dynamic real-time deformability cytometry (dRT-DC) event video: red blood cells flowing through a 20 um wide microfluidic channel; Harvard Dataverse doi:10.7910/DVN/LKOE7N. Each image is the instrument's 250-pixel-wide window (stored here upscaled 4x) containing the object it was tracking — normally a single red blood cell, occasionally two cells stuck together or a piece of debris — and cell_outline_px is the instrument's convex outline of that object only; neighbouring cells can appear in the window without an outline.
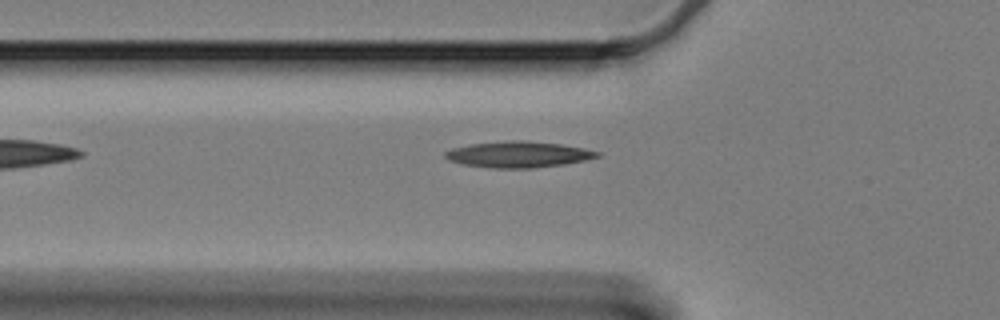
{"species": "Egyptian fruit bat (a non-hibernating species)", "species_latin": "Rousettus aegyptiacus", "temperature_condition": "cold", "stored_images_in_passage": 16, "camera_frame_rate_fps": 3000, "um_per_image_px": 0.085, "animal": {"sex": "female"}, "frame": {"image": 1, "passage_image": 3, "time_ms": 0.667, "image_size_px": [1000, 320], "cell_outline_px": [[600, 156], [584, 160], [564, 164], [532, 168], [492, 168], [464, 164], [448, 160], [444, 156], [444, 152], [452, 148], [468, 144], [508, 140], [528, 140], [560, 144], [584, 148], [600, 152]], "centroid_in_image_um": [44.03, 13.11], "position_along_channel_um": 81.8, "area_um2": 23.18}}
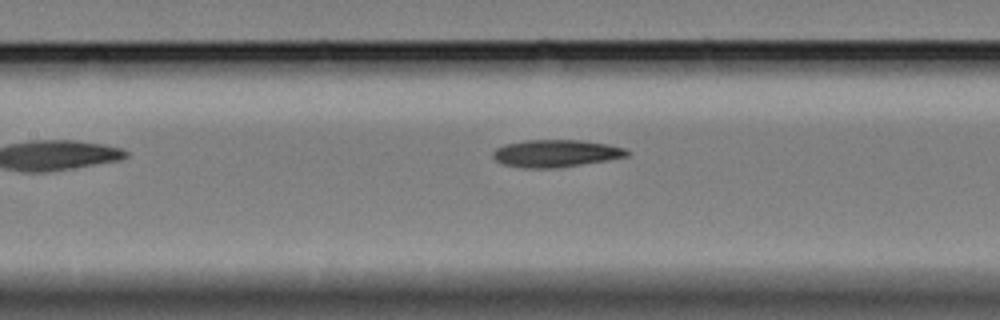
{"frame": {"image": 2, "passage_image": 10, "time_ms": 3.0, "image_size_px": [1000, 320], "cell_outline_px": [[632, 152], [628, 156], [608, 160], [556, 168], [520, 168], [504, 164], [496, 160], [492, 156], [492, 152], [496, 148], [504, 144], [524, 140], [580, 140], [608, 144], [624, 148]], "centroid_in_image_um": [47.24, 13.03], "position_along_channel_um": 160.2, "area_um2": 21.5}}
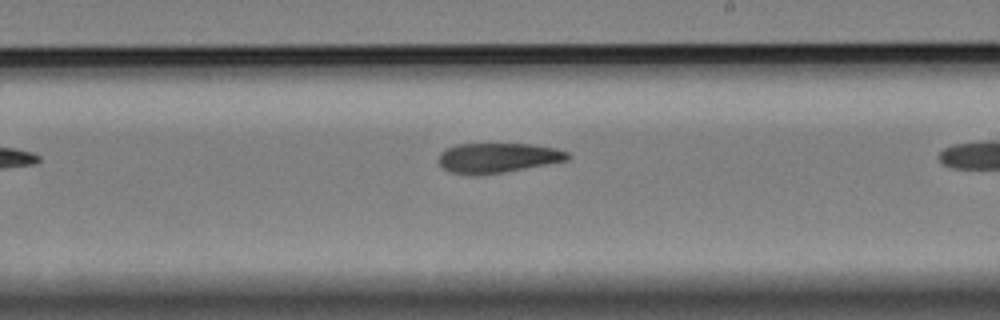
{"frame": {"image": 3, "passage_image": 14, "time_ms": 4.333, "image_size_px": [1000, 320], "cell_outline_px": [[572, 156], [568, 160], [504, 172], [452, 172], [444, 168], [440, 164], [440, 152], [444, 148], [456, 144], [532, 144], [552, 148], [568, 152]], "centroid_in_image_um": [42.35, 13.37], "position_along_channel_um": 246.6, "area_um2": 21.62}}